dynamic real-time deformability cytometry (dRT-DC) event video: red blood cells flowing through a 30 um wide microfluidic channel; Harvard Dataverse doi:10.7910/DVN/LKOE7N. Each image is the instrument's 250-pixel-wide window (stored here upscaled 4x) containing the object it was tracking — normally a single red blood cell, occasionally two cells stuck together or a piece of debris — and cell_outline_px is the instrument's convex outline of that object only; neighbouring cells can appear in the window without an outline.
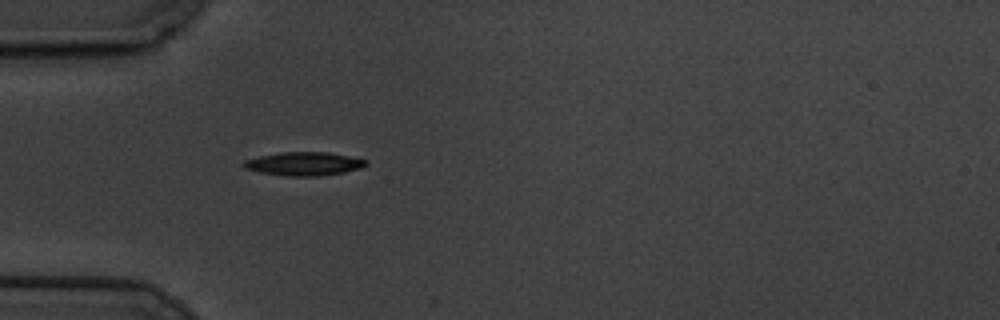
{"species": "common noctule bat (a hibernating species)", "species_latin": "Nyctalus noctula", "temperature_condition": "cold", "stored_images_in_passage": 43, "camera_frame_rate_fps": 3000, "um_per_image_px": 0.085, "animal": {"sex": "male", "body_mass_g": 19.5, "forearm_length_mm": 54.6}, "frame": {"image": 1, "passage_image": 1, "time_ms": 0.0, "image_size_px": [1000, 320], "cell_outline_px": [[368, 164], [364, 168], [344, 172], [320, 176], [284, 176], [260, 172], [244, 168], [240, 164], [244, 160], [260, 156], [280, 152], [328, 152], [368, 160]], "centroid_in_image_um": [25.84, 13.92], "position_along_channel_um": 59.2, "area_um2": 16.94}}
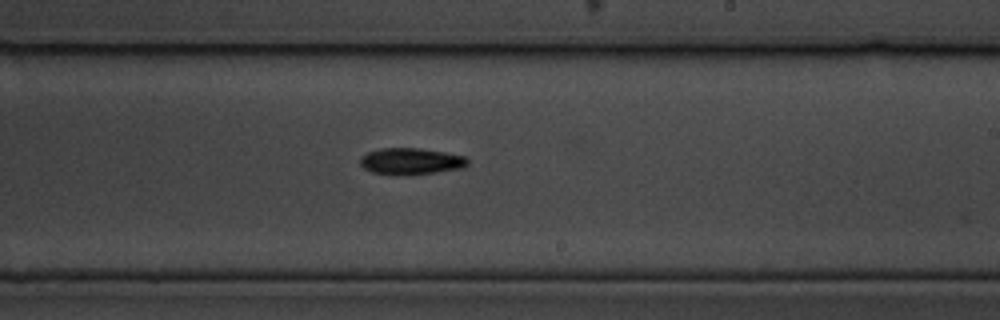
{"frame": {"image": 2, "passage_image": 19, "time_ms": 6.0, "image_size_px": [1000, 320], "cell_outline_px": [[468, 164], [464, 168], [436, 172], [400, 176], [396, 176], [372, 172], [364, 168], [360, 164], [360, 156], [368, 152], [380, 148], [420, 148], [444, 152], [464, 156], [468, 160]], "centroid_in_image_um": [34.9, 13.72], "position_along_channel_um": 254.1, "area_um2": 16.82}}
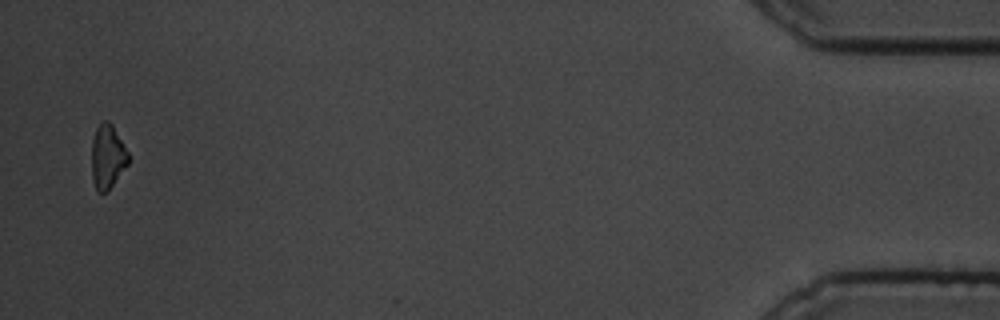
{"frame": {"image": 3, "passage_image": 42, "time_ms": 13.667, "image_size_px": [1000, 320], "cell_outline_px": [[128, 164], [108, 192], [100, 192], [96, 188], [92, 176], [92, 140], [96, 128], [100, 120], [108, 120], [112, 124], [128, 152]], "centroid_in_image_um": [9.14, 13.29], "position_along_channel_um": 426.1, "area_um2": 13.7}}